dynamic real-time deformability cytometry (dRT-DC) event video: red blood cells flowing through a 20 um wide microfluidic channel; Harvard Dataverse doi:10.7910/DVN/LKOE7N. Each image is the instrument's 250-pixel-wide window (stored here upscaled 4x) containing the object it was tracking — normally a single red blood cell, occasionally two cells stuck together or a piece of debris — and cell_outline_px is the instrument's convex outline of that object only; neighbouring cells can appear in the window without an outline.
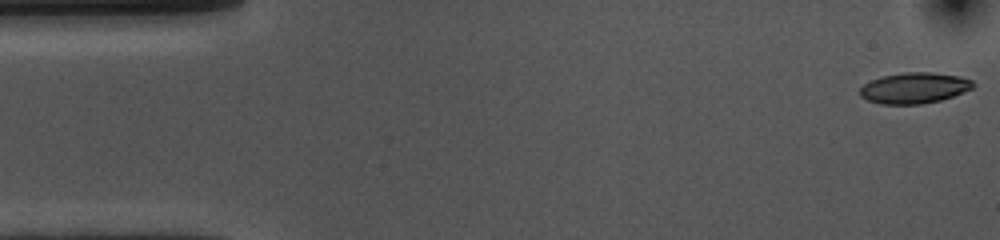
{"species": "common noctule bat (a hibernating species)", "species_latin": "Nyctalus noctula", "temperature_condition": "cold", "stored_images_in_passage": 54, "camera_frame_rate_fps": 3000, "um_per_image_px": 0.085, "animal": {"sex": "female", "body_mass_g": 10.0, "forearm_length_mm": 53.1}, "frame": {"image": 1, "passage_image": 1, "time_ms": 0.0, "image_size_px": [1000, 240], "cell_outline_px": [[976, 84], [972, 88], [952, 96], [940, 100], [920, 104], [880, 104], [868, 100], [860, 96], [860, 88], [864, 84], [872, 80], [884, 76], [904, 72], [932, 72], [960, 76], [972, 80]], "centroid_in_image_um": [77.72, 7.47], "position_along_channel_um": 7.3, "area_um2": 20.23}}
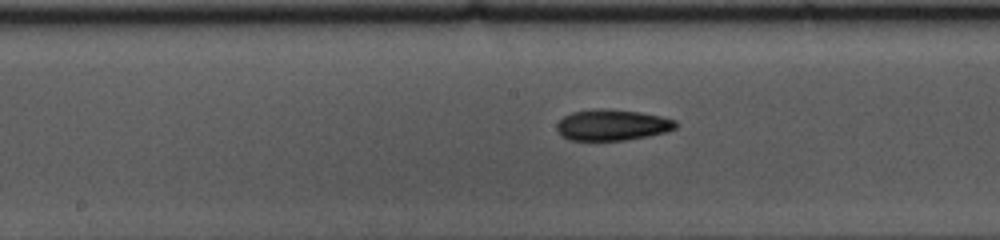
{"frame": {"image": 2, "passage_image": 26, "time_ms": 8.333, "image_size_px": [1000, 240], "cell_outline_px": [[676, 128], [668, 132], [628, 140], [568, 140], [560, 136], [556, 128], [556, 124], [564, 116], [572, 112], [596, 108], [608, 108], [640, 112], [660, 116], [676, 120]], "centroid_in_image_um": [52.02, 10.62], "position_along_channel_um": 196.2, "area_um2": 21.79}}
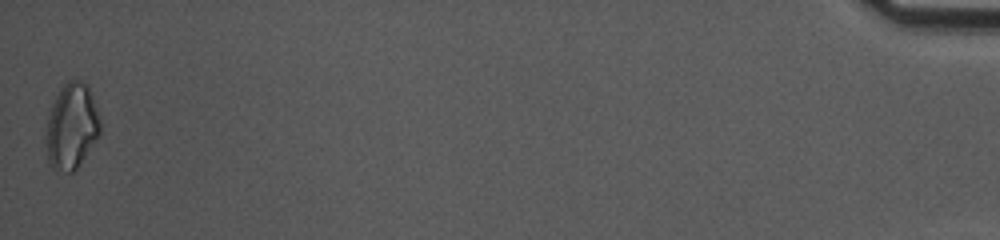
{"frame": {"image": 3, "passage_image": 54, "time_ms": 17.667, "image_size_px": [1000, 240], "cell_outline_px": [[100, 132], [76, 168], [72, 172], [56, 172], [48, 164], [44, 140], [48, 116], [52, 104], [60, 88], [68, 80], [80, 80], [88, 84], [100, 120]], "centroid_in_image_um": [6.04, 10.75], "position_along_channel_um": 429.2, "area_um2": 27.11}, "authors_computed_cell_mechanics": {"area_um2": 21.2126, "velocity_mm_per_s": 3.5878, "shape_relaxation_time_tau1_ms": 4.3519, "shape_relaxation_time_tau2_ms": 4.9234, "deformation_change_tau1": 0.1213, "deformation_change_tau2": 0.1156}}